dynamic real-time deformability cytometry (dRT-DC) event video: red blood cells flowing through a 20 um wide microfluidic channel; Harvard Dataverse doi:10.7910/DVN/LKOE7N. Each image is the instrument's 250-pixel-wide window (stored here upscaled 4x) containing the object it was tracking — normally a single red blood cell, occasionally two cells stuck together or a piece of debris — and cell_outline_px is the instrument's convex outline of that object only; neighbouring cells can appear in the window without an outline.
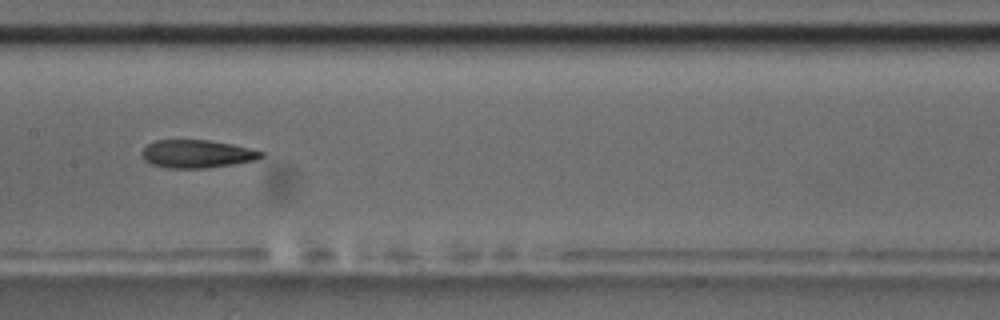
{"species": "common noctule bat (a hibernating species)", "species_latin": "Nyctalus noctula", "temperature_condition": "room temperature", "stored_images_in_passage": 10, "camera_frame_rate_fps": 3000, "um_per_image_px": 0.085, "animal": {"sex": "male", "body_mass_g": 17.5, "forearm_length_mm": 52.3}, "frame": {"image": 1, "passage_image": 9, "time_ms": 9.0, "image_size_px": [1000, 320], "cell_outline_px": [[264, 156], [256, 160], [232, 164], [204, 168], [168, 168], [152, 164], [144, 160], [140, 152], [148, 144], [156, 140], [208, 140], [232, 144], [264, 152]], "centroid_in_image_um": [16.72, 13.08], "position_along_channel_um": 190.7, "area_um2": 19.36}}